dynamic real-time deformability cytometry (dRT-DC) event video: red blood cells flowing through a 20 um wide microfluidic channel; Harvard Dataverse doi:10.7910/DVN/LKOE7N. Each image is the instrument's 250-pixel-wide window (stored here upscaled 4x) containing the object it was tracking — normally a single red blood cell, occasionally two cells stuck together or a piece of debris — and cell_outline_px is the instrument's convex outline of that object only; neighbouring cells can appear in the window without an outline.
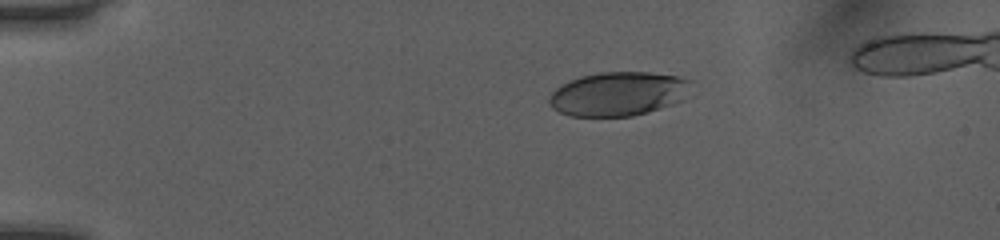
{"species": "human", "species_latin": "Homo sapiens", "temperature_condition": "room temperature", "stored_images_in_passage": 42, "camera_frame_rate_fps": 3000, "um_per_image_px": 0.085, "donor": {"sex": "female"}, "frame": {"image": 1, "passage_image": 1, "time_ms": 0.0, "image_size_px": [1000, 240], "cell_outline_px": [[692, 80], [680, 100], [672, 104], [648, 112], [632, 116], [568, 116], [552, 108], [548, 104], [548, 100], [552, 92], [556, 88], [568, 80], [580, 76], [600, 72], [648, 72], [676, 76]], "centroid_in_image_um": [52.47, 7.97], "position_along_channel_um": 32.5, "area_um2": 36.18}}
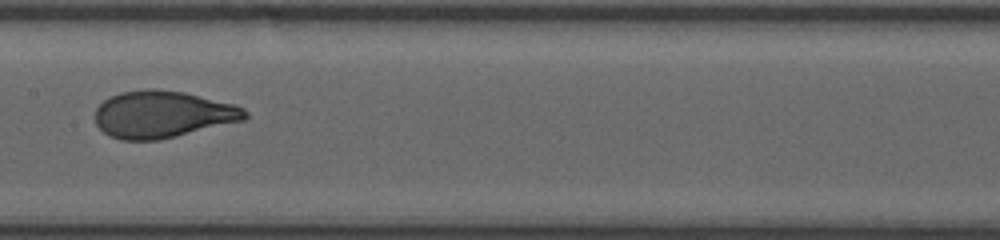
{"frame": {"image": 2, "passage_image": 18, "time_ms": 5.667, "image_size_px": [1000, 240], "cell_outline_px": [[248, 116], [244, 120], [160, 140], [120, 140], [108, 136], [96, 124], [96, 108], [108, 96], [120, 92], [144, 88], [152, 88], [184, 92], [236, 104], [244, 108], [248, 112]], "centroid_in_image_um": [13.82, 9.71], "position_along_channel_um": 193.6, "area_um2": 41.38}}
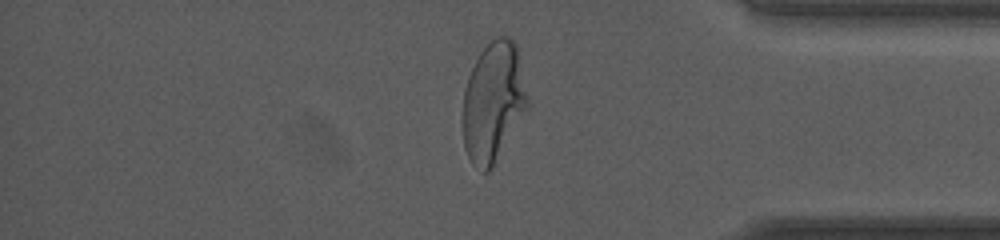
{"frame": {"image": 3, "passage_image": 34, "time_ms": 11.0, "image_size_px": [1000, 240], "cell_outline_px": [[528, 108], [492, 168], [488, 172], [480, 172], [472, 164], [464, 148], [460, 120], [464, 92], [468, 76], [480, 52], [496, 36], [504, 36], [512, 40], [516, 44], [528, 96]], "centroid_in_image_um": [41.89, 8.72], "position_along_channel_um": 393.3, "area_um2": 45.66}}